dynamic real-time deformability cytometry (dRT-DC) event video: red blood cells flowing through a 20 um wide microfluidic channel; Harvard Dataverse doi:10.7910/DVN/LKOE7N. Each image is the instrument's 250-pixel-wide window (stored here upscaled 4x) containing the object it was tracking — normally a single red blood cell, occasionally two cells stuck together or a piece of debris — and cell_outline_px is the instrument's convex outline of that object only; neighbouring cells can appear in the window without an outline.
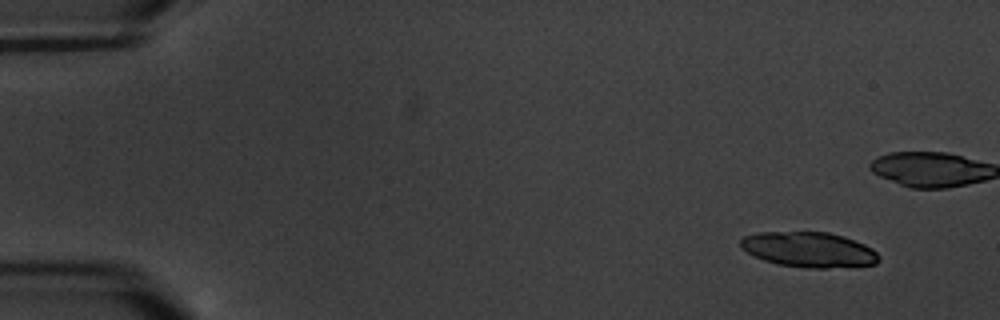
{"species": "common noctule bat (a hibernating species)", "species_latin": "Nyctalus noctula", "temperature_condition": "warm", "stored_images_in_passage": 7, "camera_frame_rate_fps": 3000, "um_per_image_px": 0.085, "animal": {"sex": "male", "body_mass_g": 20.1, "forearm_length_mm": 53.5}, "frame": {"image": 1, "passage_image": 1, "time_ms": 0.0, "image_size_px": [1000, 320], "cell_outline_px": [[880, 260], [876, 264], [824, 268], [808, 268], [780, 264], [764, 260], [748, 252], [740, 244], [740, 240], [744, 236], [760, 232], [828, 232], [844, 236], [864, 244], [872, 248], [880, 256]], "centroid_in_image_um": [68.8, 21.21], "position_along_channel_um": 16.2, "area_um2": 28.09}}